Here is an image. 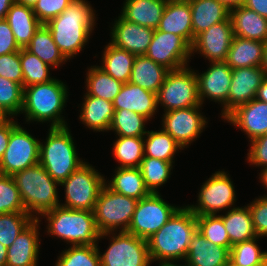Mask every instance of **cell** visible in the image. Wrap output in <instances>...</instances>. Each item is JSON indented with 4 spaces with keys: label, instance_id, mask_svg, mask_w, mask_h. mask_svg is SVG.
<instances>
[{
    "label": "cell",
    "instance_id": "obj_1",
    "mask_svg": "<svg viewBox=\"0 0 267 266\" xmlns=\"http://www.w3.org/2000/svg\"><path fill=\"white\" fill-rule=\"evenodd\" d=\"M198 230L196 215L187 207H180L168 222L148 240L152 262L159 266L185 260L189 243Z\"/></svg>",
    "mask_w": 267,
    "mask_h": 266
},
{
    "label": "cell",
    "instance_id": "obj_2",
    "mask_svg": "<svg viewBox=\"0 0 267 266\" xmlns=\"http://www.w3.org/2000/svg\"><path fill=\"white\" fill-rule=\"evenodd\" d=\"M95 13L86 0H73L57 17L45 25L67 60L76 56L89 40L95 26Z\"/></svg>",
    "mask_w": 267,
    "mask_h": 266
},
{
    "label": "cell",
    "instance_id": "obj_3",
    "mask_svg": "<svg viewBox=\"0 0 267 266\" xmlns=\"http://www.w3.org/2000/svg\"><path fill=\"white\" fill-rule=\"evenodd\" d=\"M67 86L61 80L34 84L23 88V107L26 121L50 122V127L68 126L61 113L67 101Z\"/></svg>",
    "mask_w": 267,
    "mask_h": 266
},
{
    "label": "cell",
    "instance_id": "obj_4",
    "mask_svg": "<svg viewBox=\"0 0 267 266\" xmlns=\"http://www.w3.org/2000/svg\"><path fill=\"white\" fill-rule=\"evenodd\" d=\"M12 177L20 192L25 211L33 218L37 219L38 214L41 217L43 213L60 206L57 191V186L60 184L46 172L40 163Z\"/></svg>",
    "mask_w": 267,
    "mask_h": 266
},
{
    "label": "cell",
    "instance_id": "obj_5",
    "mask_svg": "<svg viewBox=\"0 0 267 266\" xmlns=\"http://www.w3.org/2000/svg\"><path fill=\"white\" fill-rule=\"evenodd\" d=\"M47 219V233L67 241L72 246L98 245L100 232L93 211L73 210L57 206L43 213Z\"/></svg>",
    "mask_w": 267,
    "mask_h": 266
},
{
    "label": "cell",
    "instance_id": "obj_6",
    "mask_svg": "<svg viewBox=\"0 0 267 266\" xmlns=\"http://www.w3.org/2000/svg\"><path fill=\"white\" fill-rule=\"evenodd\" d=\"M48 132L44 145L40 142L39 163L60 184L84 162L67 126L50 127Z\"/></svg>",
    "mask_w": 267,
    "mask_h": 266
},
{
    "label": "cell",
    "instance_id": "obj_7",
    "mask_svg": "<svg viewBox=\"0 0 267 266\" xmlns=\"http://www.w3.org/2000/svg\"><path fill=\"white\" fill-rule=\"evenodd\" d=\"M138 200L116 193L105 184L99 192L93 214L100 233L127 231Z\"/></svg>",
    "mask_w": 267,
    "mask_h": 266
},
{
    "label": "cell",
    "instance_id": "obj_8",
    "mask_svg": "<svg viewBox=\"0 0 267 266\" xmlns=\"http://www.w3.org/2000/svg\"><path fill=\"white\" fill-rule=\"evenodd\" d=\"M105 178L92 165L84 162L66 180L65 203L60 206L73 210L93 211Z\"/></svg>",
    "mask_w": 267,
    "mask_h": 266
},
{
    "label": "cell",
    "instance_id": "obj_9",
    "mask_svg": "<svg viewBox=\"0 0 267 266\" xmlns=\"http://www.w3.org/2000/svg\"><path fill=\"white\" fill-rule=\"evenodd\" d=\"M164 112L201 105L196 72L188 66L169 71L157 93Z\"/></svg>",
    "mask_w": 267,
    "mask_h": 266
},
{
    "label": "cell",
    "instance_id": "obj_10",
    "mask_svg": "<svg viewBox=\"0 0 267 266\" xmlns=\"http://www.w3.org/2000/svg\"><path fill=\"white\" fill-rule=\"evenodd\" d=\"M111 237L107 250L100 254L101 266H150L147 240L127 231L101 233L99 238ZM117 234V235H116Z\"/></svg>",
    "mask_w": 267,
    "mask_h": 266
},
{
    "label": "cell",
    "instance_id": "obj_11",
    "mask_svg": "<svg viewBox=\"0 0 267 266\" xmlns=\"http://www.w3.org/2000/svg\"><path fill=\"white\" fill-rule=\"evenodd\" d=\"M40 141L12 119V132L0 160V174H14L39 163Z\"/></svg>",
    "mask_w": 267,
    "mask_h": 266
},
{
    "label": "cell",
    "instance_id": "obj_12",
    "mask_svg": "<svg viewBox=\"0 0 267 266\" xmlns=\"http://www.w3.org/2000/svg\"><path fill=\"white\" fill-rule=\"evenodd\" d=\"M179 208L164 201L159 193H150L138 200L127 232L148 240L168 222Z\"/></svg>",
    "mask_w": 267,
    "mask_h": 266
},
{
    "label": "cell",
    "instance_id": "obj_13",
    "mask_svg": "<svg viewBox=\"0 0 267 266\" xmlns=\"http://www.w3.org/2000/svg\"><path fill=\"white\" fill-rule=\"evenodd\" d=\"M233 182L224 171L215 172L205 181L199 191L197 205L187 207L195 215H217L230 209L236 201Z\"/></svg>",
    "mask_w": 267,
    "mask_h": 266
},
{
    "label": "cell",
    "instance_id": "obj_14",
    "mask_svg": "<svg viewBox=\"0 0 267 266\" xmlns=\"http://www.w3.org/2000/svg\"><path fill=\"white\" fill-rule=\"evenodd\" d=\"M145 56L169 71L178 70L188 66L191 45L181 36L155 29Z\"/></svg>",
    "mask_w": 267,
    "mask_h": 266
},
{
    "label": "cell",
    "instance_id": "obj_15",
    "mask_svg": "<svg viewBox=\"0 0 267 266\" xmlns=\"http://www.w3.org/2000/svg\"><path fill=\"white\" fill-rule=\"evenodd\" d=\"M200 107L202 105L172 110L163 114V129L183 148L199 137L207 125V118L201 115Z\"/></svg>",
    "mask_w": 267,
    "mask_h": 266
},
{
    "label": "cell",
    "instance_id": "obj_16",
    "mask_svg": "<svg viewBox=\"0 0 267 266\" xmlns=\"http://www.w3.org/2000/svg\"><path fill=\"white\" fill-rule=\"evenodd\" d=\"M210 67L202 74H197L198 93L203 105L205 97L223 106L224 119L228 116V95L232 78V69L225 62H211Z\"/></svg>",
    "mask_w": 267,
    "mask_h": 266
},
{
    "label": "cell",
    "instance_id": "obj_17",
    "mask_svg": "<svg viewBox=\"0 0 267 266\" xmlns=\"http://www.w3.org/2000/svg\"><path fill=\"white\" fill-rule=\"evenodd\" d=\"M233 37L229 18L200 33L191 46V52L202 54L209 62H225Z\"/></svg>",
    "mask_w": 267,
    "mask_h": 266
},
{
    "label": "cell",
    "instance_id": "obj_18",
    "mask_svg": "<svg viewBox=\"0 0 267 266\" xmlns=\"http://www.w3.org/2000/svg\"><path fill=\"white\" fill-rule=\"evenodd\" d=\"M265 78L266 75L262 66L232 69L228 95V115L237 107L256 98L257 90Z\"/></svg>",
    "mask_w": 267,
    "mask_h": 266
},
{
    "label": "cell",
    "instance_id": "obj_19",
    "mask_svg": "<svg viewBox=\"0 0 267 266\" xmlns=\"http://www.w3.org/2000/svg\"><path fill=\"white\" fill-rule=\"evenodd\" d=\"M118 18L111 28L110 43L135 56L145 55L152 41L154 29L131 23L121 16Z\"/></svg>",
    "mask_w": 267,
    "mask_h": 266
},
{
    "label": "cell",
    "instance_id": "obj_20",
    "mask_svg": "<svg viewBox=\"0 0 267 266\" xmlns=\"http://www.w3.org/2000/svg\"><path fill=\"white\" fill-rule=\"evenodd\" d=\"M224 120L243 130L252 141L267 134V103L254 98L237 107Z\"/></svg>",
    "mask_w": 267,
    "mask_h": 266
},
{
    "label": "cell",
    "instance_id": "obj_21",
    "mask_svg": "<svg viewBox=\"0 0 267 266\" xmlns=\"http://www.w3.org/2000/svg\"><path fill=\"white\" fill-rule=\"evenodd\" d=\"M40 221V218H35L7 248L6 266H37L40 249Z\"/></svg>",
    "mask_w": 267,
    "mask_h": 266
},
{
    "label": "cell",
    "instance_id": "obj_22",
    "mask_svg": "<svg viewBox=\"0 0 267 266\" xmlns=\"http://www.w3.org/2000/svg\"><path fill=\"white\" fill-rule=\"evenodd\" d=\"M113 107L114 110H130L146 117L149 121L158 109L157 94L127 82L113 100Z\"/></svg>",
    "mask_w": 267,
    "mask_h": 266
},
{
    "label": "cell",
    "instance_id": "obj_23",
    "mask_svg": "<svg viewBox=\"0 0 267 266\" xmlns=\"http://www.w3.org/2000/svg\"><path fill=\"white\" fill-rule=\"evenodd\" d=\"M157 30L181 36L192 46L193 29L189 1L167 0Z\"/></svg>",
    "mask_w": 267,
    "mask_h": 266
},
{
    "label": "cell",
    "instance_id": "obj_24",
    "mask_svg": "<svg viewBox=\"0 0 267 266\" xmlns=\"http://www.w3.org/2000/svg\"><path fill=\"white\" fill-rule=\"evenodd\" d=\"M229 254L226 247L212 244L197 230L183 262L190 266H224L229 262Z\"/></svg>",
    "mask_w": 267,
    "mask_h": 266
},
{
    "label": "cell",
    "instance_id": "obj_25",
    "mask_svg": "<svg viewBox=\"0 0 267 266\" xmlns=\"http://www.w3.org/2000/svg\"><path fill=\"white\" fill-rule=\"evenodd\" d=\"M233 34L251 40L267 41V19L245 6L230 10Z\"/></svg>",
    "mask_w": 267,
    "mask_h": 266
},
{
    "label": "cell",
    "instance_id": "obj_26",
    "mask_svg": "<svg viewBox=\"0 0 267 266\" xmlns=\"http://www.w3.org/2000/svg\"><path fill=\"white\" fill-rule=\"evenodd\" d=\"M191 7L193 43L195 38L212 25L229 19L230 10L217 0H188Z\"/></svg>",
    "mask_w": 267,
    "mask_h": 266
},
{
    "label": "cell",
    "instance_id": "obj_27",
    "mask_svg": "<svg viewBox=\"0 0 267 266\" xmlns=\"http://www.w3.org/2000/svg\"><path fill=\"white\" fill-rule=\"evenodd\" d=\"M265 42L234 36L225 63L231 68L260 67Z\"/></svg>",
    "mask_w": 267,
    "mask_h": 266
},
{
    "label": "cell",
    "instance_id": "obj_28",
    "mask_svg": "<svg viewBox=\"0 0 267 266\" xmlns=\"http://www.w3.org/2000/svg\"><path fill=\"white\" fill-rule=\"evenodd\" d=\"M167 0H126L121 17L131 23L157 29Z\"/></svg>",
    "mask_w": 267,
    "mask_h": 266
},
{
    "label": "cell",
    "instance_id": "obj_29",
    "mask_svg": "<svg viewBox=\"0 0 267 266\" xmlns=\"http://www.w3.org/2000/svg\"><path fill=\"white\" fill-rule=\"evenodd\" d=\"M79 119L89 129L94 131H109L113 116V102L100 97L84 95Z\"/></svg>",
    "mask_w": 267,
    "mask_h": 266
},
{
    "label": "cell",
    "instance_id": "obj_30",
    "mask_svg": "<svg viewBox=\"0 0 267 266\" xmlns=\"http://www.w3.org/2000/svg\"><path fill=\"white\" fill-rule=\"evenodd\" d=\"M6 20L20 48H25L41 23L31 7L14 2L7 12Z\"/></svg>",
    "mask_w": 267,
    "mask_h": 266
},
{
    "label": "cell",
    "instance_id": "obj_31",
    "mask_svg": "<svg viewBox=\"0 0 267 266\" xmlns=\"http://www.w3.org/2000/svg\"><path fill=\"white\" fill-rule=\"evenodd\" d=\"M168 72V69L147 56H136L129 82L157 94Z\"/></svg>",
    "mask_w": 267,
    "mask_h": 266
},
{
    "label": "cell",
    "instance_id": "obj_32",
    "mask_svg": "<svg viewBox=\"0 0 267 266\" xmlns=\"http://www.w3.org/2000/svg\"><path fill=\"white\" fill-rule=\"evenodd\" d=\"M112 180L105 185L112 191L140 200L150 194L144 184V179L139 167L137 168H120L115 169Z\"/></svg>",
    "mask_w": 267,
    "mask_h": 266
},
{
    "label": "cell",
    "instance_id": "obj_33",
    "mask_svg": "<svg viewBox=\"0 0 267 266\" xmlns=\"http://www.w3.org/2000/svg\"><path fill=\"white\" fill-rule=\"evenodd\" d=\"M228 233L231 245L257 237L253 227L251 212L248 205L228 209L225 215H219Z\"/></svg>",
    "mask_w": 267,
    "mask_h": 266
},
{
    "label": "cell",
    "instance_id": "obj_34",
    "mask_svg": "<svg viewBox=\"0 0 267 266\" xmlns=\"http://www.w3.org/2000/svg\"><path fill=\"white\" fill-rule=\"evenodd\" d=\"M102 56V66L108 75L122 83H127L131 77V71L135 55L124 49L118 48L111 43L105 46Z\"/></svg>",
    "mask_w": 267,
    "mask_h": 266
},
{
    "label": "cell",
    "instance_id": "obj_35",
    "mask_svg": "<svg viewBox=\"0 0 267 266\" xmlns=\"http://www.w3.org/2000/svg\"><path fill=\"white\" fill-rule=\"evenodd\" d=\"M25 49L53 68L59 67L67 61L53 41L51 32L45 24H41L36 30Z\"/></svg>",
    "mask_w": 267,
    "mask_h": 266
},
{
    "label": "cell",
    "instance_id": "obj_36",
    "mask_svg": "<svg viewBox=\"0 0 267 266\" xmlns=\"http://www.w3.org/2000/svg\"><path fill=\"white\" fill-rule=\"evenodd\" d=\"M181 149L184 148L163 128L159 131H147L144 136V157L174 163V154Z\"/></svg>",
    "mask_w": 267,
    "mask_h": 266
},
{
    "label": "cell",
    "instance_id": "obj_37",
    "mask_svg": "<svg viewBox=\"0 0 267 266\" xmlns=\"http://www.w3.org/2000/svg\"><path fill=\"white\" fill-rule=\"evenodd\" d=\"M124 83L108 75L99 66L88 68L86 76V94L100 97L104 100L113 102Z\"/></svg>",
    "mask_w": 267,
    "mask_h": 266
},
{
    "label": "cell",
    "instance_id": "obj_38",
    "mask_svg": "<svg viewBox=\"0 0 267 266\" xmlns=\"http://www.w3.org/2000/svg\"><path fill=\"white\" fill-rule=\"evenodd\" d=\"M113 154L120 168L140 167L144 158V137L118 136L113 144Z\"/></svg>",
    "mask_w": 267,
    "mask_h": 266
},
{
    "label": "cell",
    "instance_id": "obj_39",
    "mask_svg": "<svg viewBox=\"0 0 267 266\" xmlns=\"http://www.w3.org/2000/svg\"><path fill=\"white\" fill-rule=\"evenodd\" d=\"M140 170L144 179V184L150 193H159L158 188L165 184L171 175L173 163L144 157L140 164Z\"/></svg>",
    "mask_w": 267,
    "mask_h": 266
},
{
    "label": "cell",
    "instance_id": "obj_40",
    "mask_svg": "<svg viewBox=\"0 0 267 266\" xmlns=\"http://www.w3.org/2000/svg\"><path fill=\"white\" fill-rule=\"evenodd\" d=\"M257 239L237 243L230 249L229 261L234 266H267V251L261 252Z\"/></svg>",
    "mask_w": 267,
    "mask_h": 266
},
{
    "label": "cell",
    "instance_id": "obj_41",
    "mask_svg": "<svg viewBox=\"0 0 267 266\" xmlns=\"http://www.w3.org/2000/svg\"><path fill=\"white\" fill-rule=\"evenodd\" d=\"M20 62L23 73V88L34 84L47 83L50 77V66L25 48L20 49Z\"/></svg>",
    "mask_w": 267,
    "mask_h": 266
},
{
    "label": "cell",
    "instance_id": "obj_42",
    "mask_svg": "<svg viewBox=\"0 0 267 266\" xmlns=\"http://www.w3.org/2000/svg\"><path fill=\"white\" fill-rule=\"evenodd\" d=\"M147 120L146 117L130 110H114L109 130L115 131L118 136L144 137L147 133L145 130Z\"/></svg>",
    "mask_w": 267,
    "mask_h": 266
},
{
    "label": "cell",
    "instance_id": "obj_43",
    "mask_svg": "<svg viewBox=\"0 0 267 266\" xmlns=\"http://www.w3.org/2000/svg\"><path fill=\"white\" fill-rule=\"evenodd\" d=\"M55 266H101L98 245L70 246L60 254Z\"/></svg>",
    "mask_w": 267,
    "mask_h": 266
},
{
    "label": "cell",
    "instance_id": "obj_44",
    "mask_svg": "<svg viewBox=\"0 0 267 266\" xmlns=\"http://www.w3.org/2000/svg\"><path fill=\"white\" fill-rule=\"evenodd\" d=\"M27 212L0 214V243L9 248L17 236L34 220Z\"/></svg>",
    "mask_w": 267,
    "mask_h": 266
},
{
    "label": "cell",
    "instance_id": "obj_45",
    "mask_svg": "<svg viewBox=\"0 0 267 266\" xmlns=\"http://www.w3.org/2000/svg\"><path fill=\"white\" fill-rule=\"evenodd\" d=\"M198 231L207 241L217 246L232 247L223 220L219 215H196Z\"/></svg>",
    "mask_w": 267,
    "mask_h": 266
},
{
    "label": "cell",
    "instance_id": "obj_46",
    "mask_svg": "<svg viewBox=\"0 0 267 266\" xmlns=\"http://www.w3.org/2000/svg\"><path fill=\"white\" fill-rule=\"evenodd\" d=\"M0 106L10 116L21 114L23 107V87L0 76Z\"/></svg>",
    "mask_w": 267,
    "mask_h": 266
},
{
    "label": "cell",
    "instance_id": "obj_47",
    "mask_svg": "<svg viewBox=\"0 0 267 266\" xmlns=\"http://www.w3.org/2000/svg\"><path fill=\"white\" fill-rule=\"evenodd\" d=\"M26 212L12 176L0 174V214Z\"/></svg>",
    "mask_w": 267,
    "mask_h": 266
},
{
    "label": "cell",
    "instance_id": "obj_48",
    "mask_svg": "<svg viewBox=\"0 0 267 266\" xmlns=\"http://www.w3.org/2000/svg\"><path fill=\"white\" fill-rule=\"evenodd\" d=\"M73 0H38L32 8L41 24L61 14Z\"/></svg>",
    "mask_w": 267,
    "mask_h": 266
},
{
    "label": "cell",
    "instance_id": "obj_49",
    "mask_svg": "<svg viewBox=\"0 0 267 266\" xmlns=\"http://www.w3.org/2000/svg\"><path fill=\"white\" fill-rule=\"evenodd\" d=\"M0 76L19 83L23 87L20 51L0 55Z\"/></svg>",
    "mask_w": 267,
    "mask_h": 266
},
{
    "label": "cell",
    "instance_id": "obj_50",
    "mask_svg": "<svg viewBox=\"0 0 267 266\" xmlns=\"http://www.w3.org/2000/svg\"><path fill=\"white\" fill-rule=\"evenodd\" d=\"M248 207L257 237L267 236V195L255 199Z\"/></svg>",
    "mask_w": 267,
    "mask_h": 266
},
{
    "label": "cell",
    "instance_id": "obj_51",
    "mask_svg": "<svg viewBox=\"0 0 267 266\" xmlns=\"http://www.w3.org/2000/svg\"><path fill=\"white\" fill-rule=\"evenodd\" d=\"M251 146L247 154V162L251 165L267 167V134L250 141Z\"/></svg>",
    "mask_w": 267,
    "mask_h": 266
},
{
    "label": "cell",
    "instance_id": "obj_52",
    "mask_svg": "<svg viewBox=\"0 0 267 266\" xmlns=\"http://www.w3.org/2000/svg\"><path fill=\"white\" fill-rule=\"evenodd\" d=\"M13 31L6 19L0 20V55L20 51Z\"/></svg>",
    "mask_w": 267,
    "mask_h": 266
},
{
    "label": "cell",
    "instance_id": "obj_53",
    "mask_svg": "<svg viewBox=\"0 0 267 266\" xmlns=\"http://www.w3.org/2000/svg\"><path fill=\"white\" fill-rule=\"evenodd\" d=\"M12 118L13 117L0 126V160L2 159L9 143L10 134L12 132Z\"/></svg>",
    "mask_w": 267,
    "mask_h": 266
},
{
    "label": "cell",
    "instance_id": "obj_54",
    "mask_svg": "<svg viewBox=\"0 0 267 266\" xmlns=\"http://www.w3.org/2000/svg\"><path fill=\"white\" fill-rule=\"evenodd\" d=\"M243 6L254 10L267 19V0H246Z\"/></svg>",
    "mask_w": 267,
    "mask_h": 266
},
{
    "label": "cell",
    "instance_id": "obj_55",
    "mask_svg": "<svg viewBox=\"0 0 267 266\" xmlns=\"http://www.w3.org/2000/svg\"><path fill=\"white\" fill-rule=\"evenodd\" d=\"M256 99L267 103V77L263 80L261 86L258 88Z\"/></svg>",
    "mask_w": 267,
    "mask_h": 266
},
{
    "label": "cell",
    "instance_id": "obj_56",
    "mask_svg": "<svg viewBox=\"0 0 267 266\" xmlns=\"http://www.w3.org/2000/svg\"><path fill=\"white\" fill-rule=\"evenodd\" d=\"M13 3L14 0H0V20L6 19L7 12Z\"/></svg>",
    "mask_w": 267,
    "mask_h": 266
},
{
    "label": "cell",
    "instance_id": "obj_57",
    "mask_svg": "<svg viewBox=\"0 0 267 266\" xmlns=\"http://www.w3.org/2000/svg\"><path fill=\"white\" fill-rule=\"evenodd\" d=\"M219 3L225 5L229 10L243 6L246 0H217Z\"/></svg>",
    "mask_w": 267,
    "mask_h": 266
},
{
    "label": "cell",
    "instance_id": "obj_58",
    "mask_svg": "<svg viewBox=\"0 0 267 266\" xmlns=\"http://www.w3.org/2000/svg\"><path fill=\"white\" fill-rule=\"evenodd\" d=\"M7 248L0 243V266H6Z\"/></svg>",
    "mask_w": 267,
    "mask_h": 266
},
{
    "label": "cell",
    "instance_id": "obj_59",
    "mask_svg": "<svg viewBox=\"0 0 267 266\" xmlns=\"http://www.w3.org/2000/svg\"><path fill=\"white\" fill-rule=\"evenodd\" d=\"M11 118L10 115H8L4 109L0 106V126L5 124L9 119Z\"/></svg>",
    "mask_w": 267,
    "mask_h": 266
},
{
    "label": "cell",
    "instance_id": "obj_60",
    "mask_svg": "<svg viewBox=\"0 0 267 266\" xmlns=\"http://www.w3.org/2000/svg\"><path fill=\"white\" fill-rule=\"evenodd\" d=\"M259 176V179L263 183V186L267 188V167L261 169V174Z\"/></svg>",
    "mask_w": 267,
    "mask_h": 266
},
{
    "label": "cell",
    "instance_id": "obj_61",
    "mask_svg": "<svg viewBox=\"0 0 267 266\" xmlns=\"http://www.w3.org/2000/svg\"><path fill=\"white\" fill-rule=\"evenodd\" d=\"M38 0H14V2L33 8Z\"/></svg>",
    "mask_w": 267,
    "mask_h": 266
},
{
    "label": "cell",
    "instance_id": "obj_62",
    "mask_svg": "<svg viewBox=\"0 0 267 266\" xmlns=\"http://www.w3.org/2000/svg\"><path fill=\"white\" fill-rule=\"evenodd\" d=\"M262 69L264 70L265 75L267 77V41L265 42L264 59H263Z\"/></svg>",
    "mask_w": 267,
    "mask_h": 266
},
{
    "label": "cell",
    "instance_id": "obj_63",
    "mask_svg": "<svg viewBox=\"0 0 267 266\" xmlns=\"http://www.w3.org/2000/svg\"><path fill=\"white\" fill-rule=\"evenodd\" d=\"M185 265H179V264H174V263H170V264H167V265H165V266H190V265H188L187 263H184Z\"/></svg>",
    "mask_w": 267,
    "mask_h": 266
},
{
    "label": "cell",
    "instance_id": "obj_64",
    "mask_svg": "<svg viewBox=\"0 0 267 266\" xmlns=\"http://www.w3.org/2000/svg\"><path fill=\"white\" fill-rule=\"evenodd\" d=\"M224 266H234L230 261Z\"/></svg>",
    "mask_w": 267,
    "mask_h": 266
}]
</instances>
